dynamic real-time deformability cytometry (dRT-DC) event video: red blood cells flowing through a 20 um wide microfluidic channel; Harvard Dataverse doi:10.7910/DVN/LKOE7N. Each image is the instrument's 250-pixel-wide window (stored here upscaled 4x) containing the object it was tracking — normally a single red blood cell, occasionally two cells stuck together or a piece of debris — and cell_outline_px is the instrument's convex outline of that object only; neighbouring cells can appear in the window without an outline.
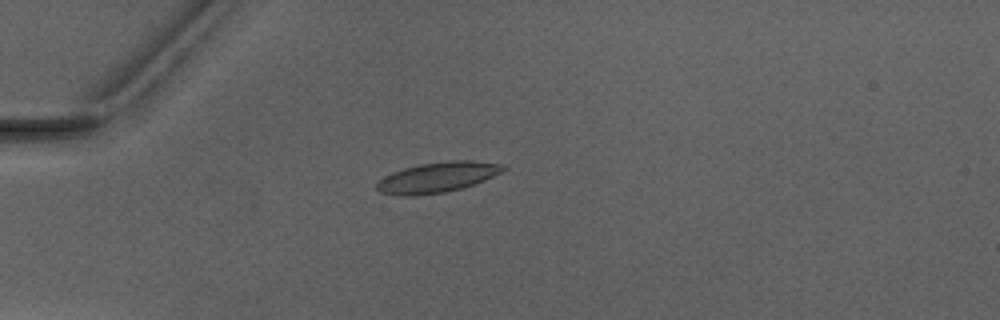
{"species": "Egyptian fruit bat (a non-hibernating species)", "species_latin": "Rousettus aegyptiacus", "temperature_condition": "warm", "stored_images_in_passage": 8, "camera_frame_rate_fps": 3000, "um_per_image_px": 0.085, "animal": {"sex": "male"}, "frame": {"image": 1, "passage_image": 5, "time_ms": 5.0, "image_size_px": [1000, 320], "cell_outline_px": [[508, 168], [484, 180], [460, 188], [444, 192], [416, 196], [396, 196], [380, 192], [376, 188], [376, 184], [384, 176], [392, 172], [404, 168], [420, 164], [452, 160], [472, 160], [504, 164]], "centroid_in_image_um": [37.15, 15.07], "position_along_channel_um": 47.8, "area_um2": 22.31}}
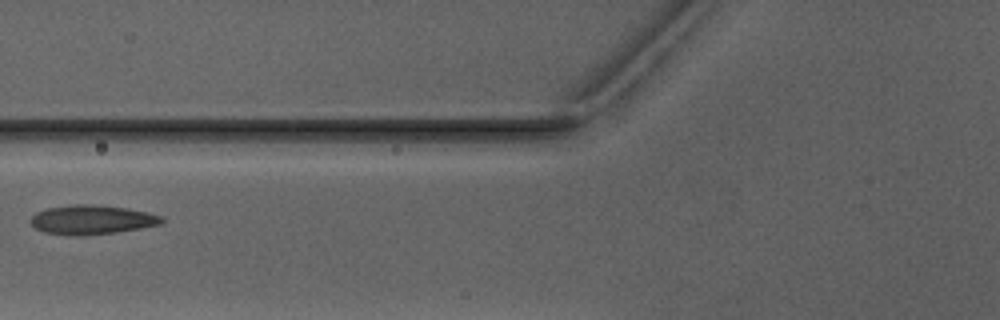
{"frame": {"image": 2, "passage_image": 7, "time_ms": 7.333, "image_size_px": [1000, 320], "cell_outline_px": [[164, 220], [160, 224], [140, 228], [116, 232], [44, 232], [36, 228], [28, 220], [36, 212], [48, 208], [80, 204], [92, 204], [124, 208], [148, 212], [160, 216]], "centroid_in_image_um": [7.83, 18.62], "position_along_channel_um": 118.0, "area_um2": 20.98}}
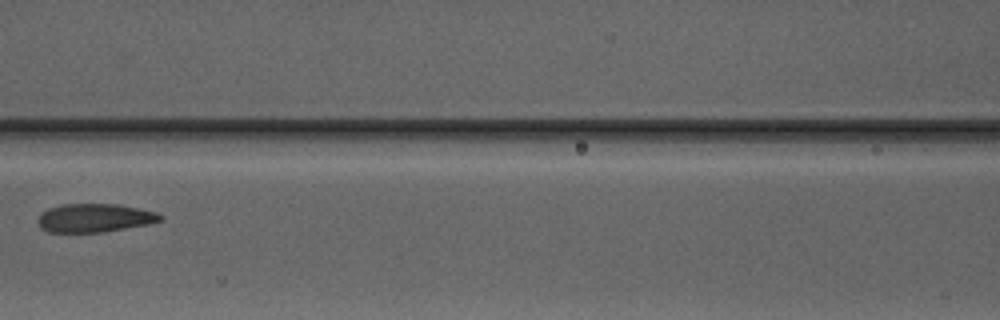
{"frame": {"image": 3, "passage_image": 8, "time_ms": 8.333, "image_size_px": [1000, 320], "cell_outline_px": [[164, 220], [148, 224], [104, 232], [48, 232], [40, 228], [36, 220], [48, 208], [60, 204], [116, 204], [156, 212], [164, 216]], "centroid_in_image_um": [8.04, 18.53], "position_along_channel_um": 158.6, "area_um2": 20.35}}